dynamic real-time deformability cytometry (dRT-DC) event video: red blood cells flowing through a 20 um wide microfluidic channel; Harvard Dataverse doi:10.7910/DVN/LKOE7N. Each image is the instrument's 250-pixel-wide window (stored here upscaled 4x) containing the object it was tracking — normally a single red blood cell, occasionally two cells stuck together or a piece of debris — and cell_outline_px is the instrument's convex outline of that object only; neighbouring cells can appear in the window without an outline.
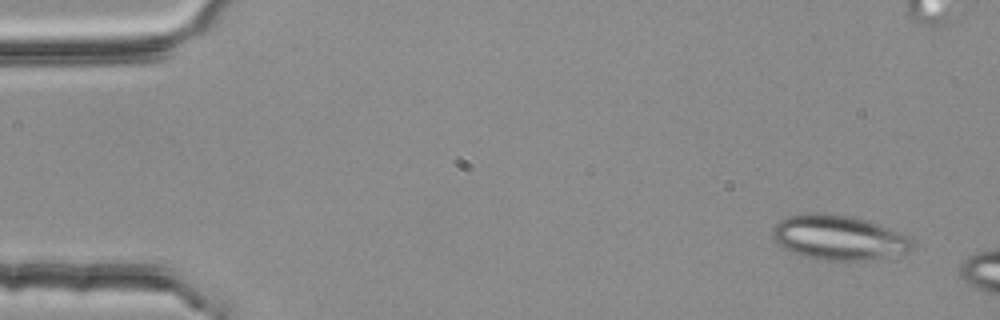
{"species": "common noctule bat (a hibernating species)", "species_latin": "Nyctalus noctula", "temperature_condition": "room temperature", "stored_images_in_passage": 3, "camera_frame_rate_fps": 3000, "um_per_image_px": 0.085, "animal": {"sex": "female", "body_mass_g": 25.1}, "frame": {"image": 1, "passage_image": 1, "time_ms": 0.0, "image_size_px": [1000, 320], "cell_outline_px": [[916, 240], [912, 248], [908, 252], [856, 260], [820, 260], [800, 256], [784, 248], [772, 236], [772, 228], [780, 220], [788, 216], [808, 212], [824, 212], [852, 216], [868, 220], [908, 236]], "centroid_in_image_um": [71.26, 20.16], "position_along_channel_um": 13.7, "area_um2": 36.36}}